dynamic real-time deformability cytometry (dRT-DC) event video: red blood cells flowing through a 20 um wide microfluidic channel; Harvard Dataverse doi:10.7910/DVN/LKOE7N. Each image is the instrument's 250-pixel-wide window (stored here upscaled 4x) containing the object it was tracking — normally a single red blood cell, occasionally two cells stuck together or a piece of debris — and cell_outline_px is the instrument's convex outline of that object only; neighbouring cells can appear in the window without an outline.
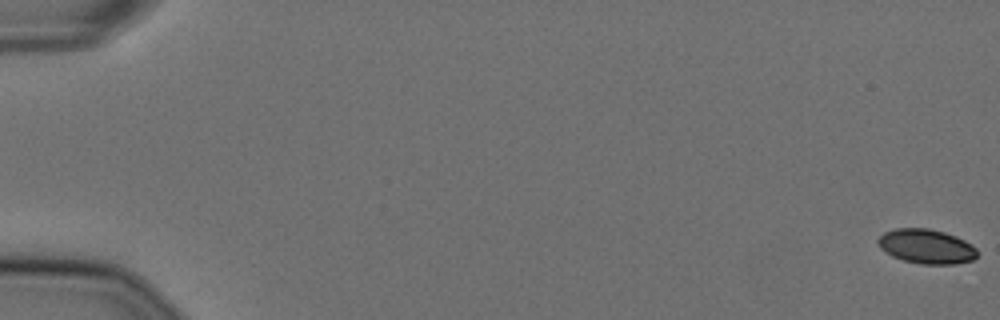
{"species": "Egyptian fruit bat (a non-hibernating species)", "species_latin": "Rousettus aegyptiacus", "temperature_condition": "cold", "stored_images_in_passage": 59, "segment_of_instrument_passage": [1, 2], "camera_frame_rate_fps": 3000, "um_per_image_px": 0.085, "animal": {"sex": "female"}, "frame": {"image": 1, "passage_image": 1, "time_ms": 0.0, "image_size_px": [1000, 320], "cell_outline_px": [[976, 256], [972, 260], [956, 264], [920, 264], [904, 260], [892, 256], [880, 248], [876, 240], [884, 232], [896, 228], [928, 228], [944, 232], [956, 236], [972, 244], [976, 248]], "centroid_in_image_um": [78.73, 20.94], "position_along_channel_um": 6.3, "area_um2": 19.94}}
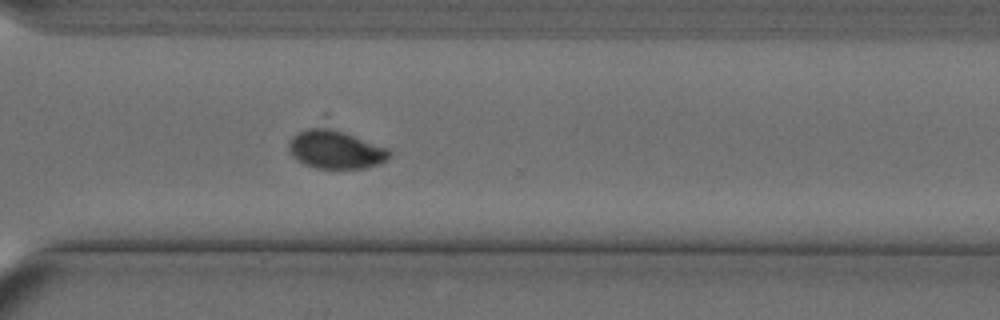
{"frame": {"image": 2, "passage_image": 43, "time_ms": 14.0, "image_size_px": [1000, 320], "cell_outline_px": [[392, 156], [388, 160], [364, 168], [316, 168], [304, 164], [296, 160], [292, 156], [288, 148], [288, 144], [292, 136], [308, 128], [332, 128], [344, 132], [388, 148], [392, 152]], "centroid_in_image_um": [28.53, 12.72], "position_along_channel_um": 342.1, "area_um2": 22.37}}
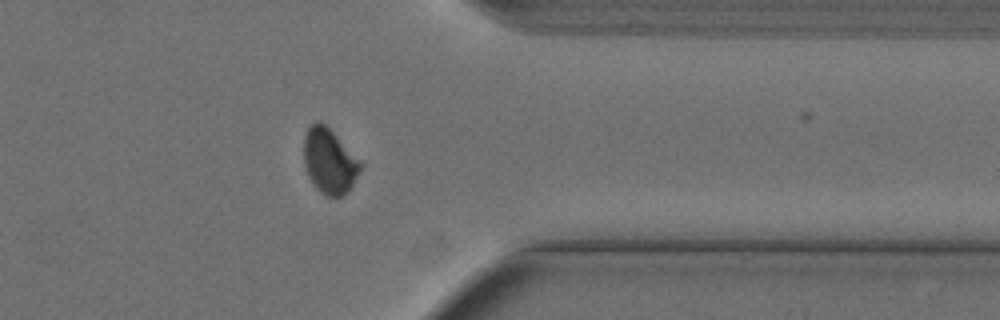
{"frame": {"image": 3, "passage_image": 47, "time_ms": 15.333, "image_size_px": [1000, 320], "cell_outline_px": [[360, 168], [348, 192], [340, 196], [324, 196], [312, 184], [304, 168], [304, 136], [308, 128], [316, 120], [320, 120], [360, 160]], "centroid_in_image_um": [27.95, 13.7], "position_along_channel_um": 383.5, "area_um2": 21.21}}